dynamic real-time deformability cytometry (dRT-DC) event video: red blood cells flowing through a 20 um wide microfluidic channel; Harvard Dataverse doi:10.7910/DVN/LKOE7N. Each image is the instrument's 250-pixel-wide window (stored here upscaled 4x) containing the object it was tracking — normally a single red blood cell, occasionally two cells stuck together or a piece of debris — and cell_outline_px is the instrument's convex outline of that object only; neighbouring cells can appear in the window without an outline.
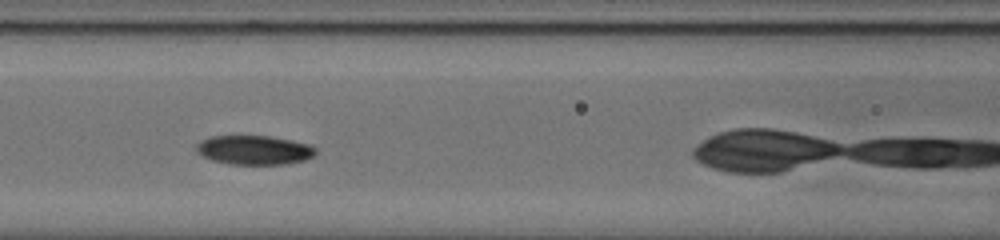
{"species": "common noctule bat (a hibernating species)", "species_latin": "Nyctalus noctula", "temperature_condition": "cold", "stored_images_in_passage": 31, "camera_frame_rate_fps": 3000, "um_per_image_px": 0.085, "animal": {"sex": "male", "body_mass_g": 20.0, "forearm_length_mm": 53.3}, "frame": {"image": 1, "passage_image": 11, "time_ms": 3.333, "image_size_px": [1000, 240], "cell_outline_px": [[316, 152], [312, 156], [304, 160], [284, 164], [228, 164], [212, 160], [196, 152], [196, 144], [212, 136], [268, 136], [308, 144], [316, 148]], "centroid_in_image_um": [21.59, 12.76], "position_along_channel_um": 145.0, "area_um2": 20.0}}
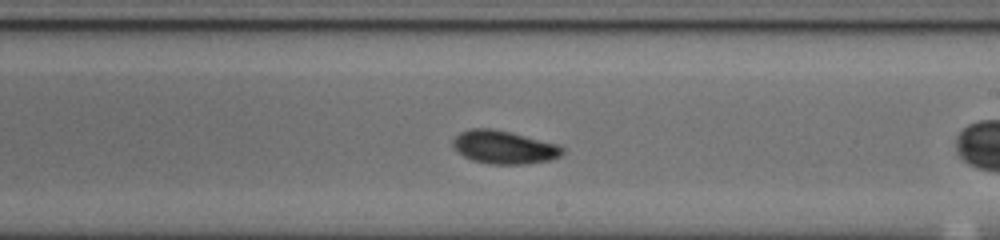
{"frame": {"image": 2, "passage_image": 19, "time_ms": 6.0, "image_size_px": [1000, 240], "cell_outline_px": [[564, 152], [560, 156], [548, 160], [524, 164], [488, 164], [472, 160], [464, 156], [452, 144], [452, 140], [460, 132], [472, 128], [492, 128], [556, 144], [564, 148]], "centroid_in_image_um": [42.82, 12.52], "position_along_channel_um": 246.2, "area_um2": 20.81}}
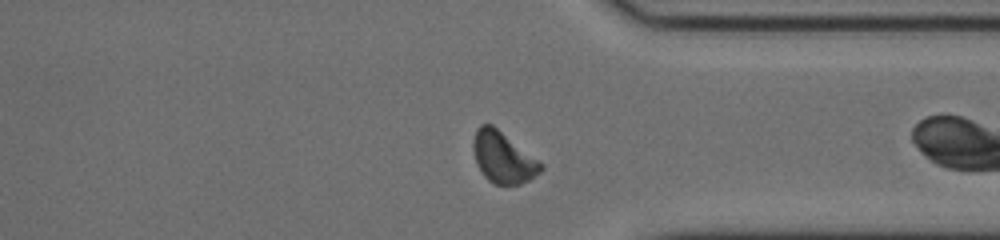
{"frame": {"image": 3, "passage_image": 29, "time_ms": 9.333, "image_size_px": [1000, 240], "cell_outline_px": [[544, 168], [540, 172], [528, 180], [520, 184], [496, 184], [488, 180], [484, 176], [476, 164], [472, 148], [472, 144], [476, 128], [480, 124], [492, 124], [544, 164]], "centroid_in_image_um": [42.74, 13.37], "position_along_channel_um": 368.7, "area_um2": 20.17}}